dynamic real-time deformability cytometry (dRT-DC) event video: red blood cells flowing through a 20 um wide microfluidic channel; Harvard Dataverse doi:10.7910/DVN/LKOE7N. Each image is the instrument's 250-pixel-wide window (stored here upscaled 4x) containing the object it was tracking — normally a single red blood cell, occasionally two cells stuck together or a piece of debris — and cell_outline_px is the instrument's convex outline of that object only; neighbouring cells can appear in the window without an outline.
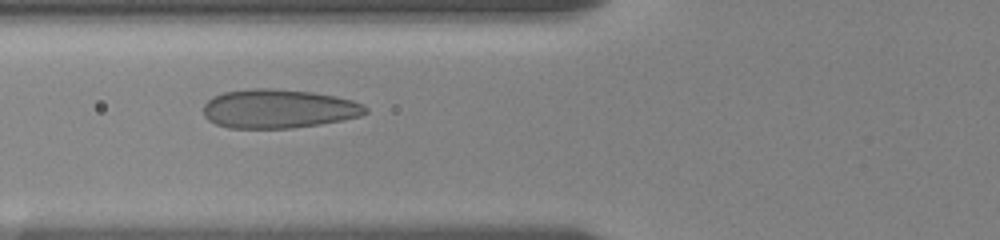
{"species": "human", "species_latin": "Homo sapiens", "temperature_condition": "room temperature", "stored_images_in_passage": 49, "camera_frame_rate_fps": 3000, "um_per_image_px": 0.085, "donor": {"sex": "female"}, "frame": {"image": 1, "passage_image": 9, "time_ms": 2.0, "image_size_px": [1000, 240], "cell_outline_px": [[368, 112], [360, 116], [320, 124], [292, 128], [228, 128], [216, 124], [208, 120], [204, 116], [204, 104], [212, 96], [224, 92], [252, 88], [272, 88], [312, 92], [336, 96], [352, 100], [368, 108]], "centroid_in_image_um": [23.65, 9.24], "position_along_channel_um": 102.2, "area_um2": 36.82}}
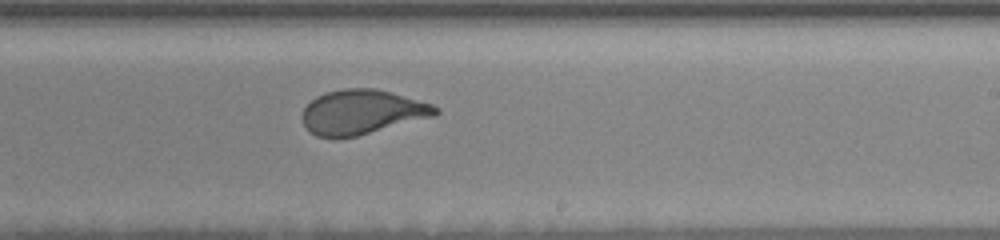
{"frame": {"image": 2, "passage_image": 23, "time_ms": 6.333, "image_size_px": [1000, 240], "cell_outline_px": [[440, 112], [436, 116], [356, 136], [336, 140], [316, 136], [308, 132], [300, 116], [304, 108], [316, 96], [328, 92], [344, 88], [376, 88], [432, 104], [440, 108]], "centroid_in_image_um": [30.74, 9.55], "position_along_channel_um": 258.3, "area_um2": 34.97}}
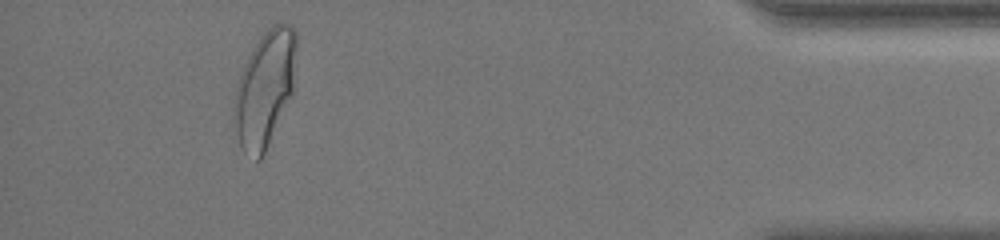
{"frame": {"image": 3, "passage_image": 44, "time_ms": 12.0, "image_size_px": [1000, 240], "cell_outline_px": [[296, 48], [292, 96], [260, 160], [256, 160], [244, 152], [240, 144], [236, 132], [232, 112], [232, 108], [236, 84], [244, 64], [252, 48], [260, 36], [268, 28], [276, 24], [288, 24], [296, 32]], "centroid_in_image_um": [22.49, 7.54], "position_along_channel_um": 412.7, "area_um2": 41.85}, "authors_computed_cell_mechanics": {"area_um2": 36.2984, "velocity_mm_per_s": 3.6013, "shape_relaxation_time_tau1_ms": 6.5204, "shape_relaxation_time_tau2_ms": null, "deformation_change_tau1": 0.1867, "deformation_change_tau2": null}}